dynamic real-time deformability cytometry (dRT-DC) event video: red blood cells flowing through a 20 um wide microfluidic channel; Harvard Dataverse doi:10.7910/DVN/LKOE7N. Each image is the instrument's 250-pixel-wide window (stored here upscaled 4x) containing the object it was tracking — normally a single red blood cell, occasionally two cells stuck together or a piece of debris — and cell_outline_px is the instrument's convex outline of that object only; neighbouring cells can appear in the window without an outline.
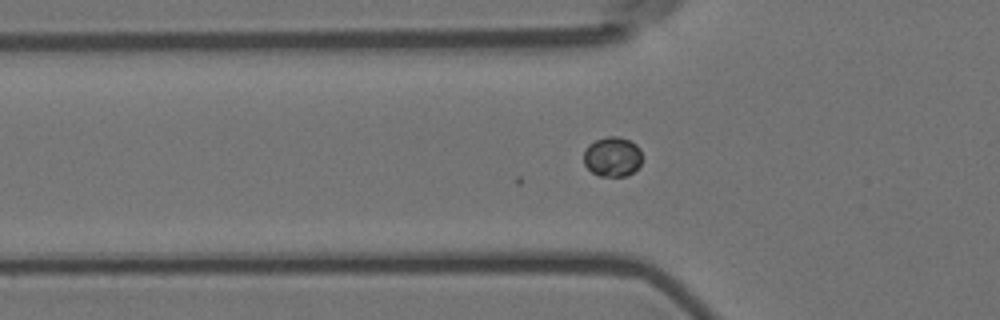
{"species": "Egyptian fruit bat (a non-hibernating species)", "species_latin": "Rousettus aegyptiacus", "temperature_condition": "room temperature", "stored_images_in_passage": 43, "camera_frame_rate_fps": 3000, "um_per_image_px": 0.085, "animal": {"sex": "female"}, "frame": {"image": 1, "passage_image": 4, "time_ms": 1.0, "image_size_px": [1000, 320], "cell_outline_px": [[640, 164], [632, 172], [624, 176], [600, 176], [592, 172], [584, 164], [584, 148], [588, 144], [596, 140], [608, 136], [620, 136], [636, 144], [640, 148]], "centroid_in_image_um": [52.02, 13.3], "position_along_channel_um": 73.8, "area_um2": 13.47}}
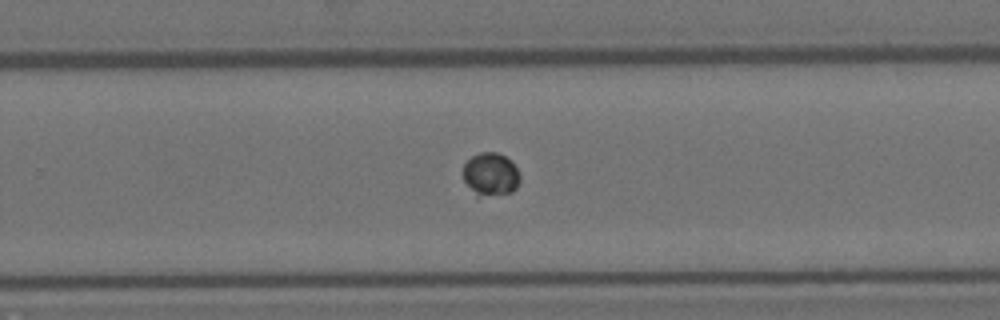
{"frame": {"image": 2, "passage_image": 22, "time_ms": 7.0, "image_size_px": [1000, 320], "cell_outline_px": [[520, 180], [516, 188], [512, 192], [476, 200], [464, 180], [460, 172], [464, 164], [472, 156], [480, 152], [496, 152], [504, 156], [516, 168], [520, 176]], "centroid_in_image_um": [41.64, 14.89], "position_along_channel_um": 288.2, "area_um2": 14.85}}
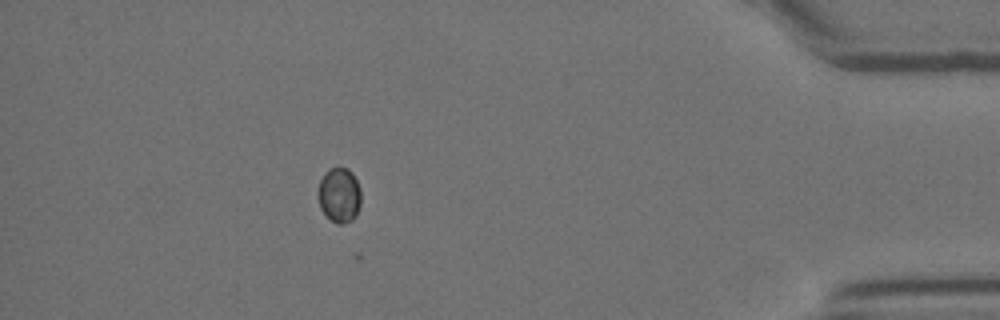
{"frame": {"image": 3, "passage_image": 36, "time_ms": 11.667, "image_size_px": [1000, 320], "cell_outline_px": [[360, 204], [356, 216], [352, 220], [344, 224], [336, 224], [320, 208], [316, 196], [316, 192], [320, 180], [324, 172], [328, 168], [348, 168], [352, 172], [360, 188]], "centroid_in_image_um": [28.81, 16.57], "position_along_channel_um": 406.4, "area_um2": 13.99}}